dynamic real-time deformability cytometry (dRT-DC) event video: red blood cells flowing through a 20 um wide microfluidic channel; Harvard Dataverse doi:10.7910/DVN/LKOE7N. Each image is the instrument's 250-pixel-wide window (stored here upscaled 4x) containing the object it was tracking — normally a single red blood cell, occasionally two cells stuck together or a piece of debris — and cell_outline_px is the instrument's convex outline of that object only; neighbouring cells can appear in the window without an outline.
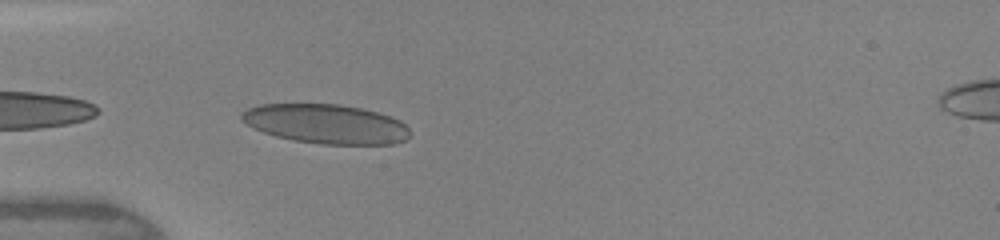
{"species": "human", "species_latin": "Homo sapiens", "temperature_condition": "warm", "stored_images_in_passage": 10, "camera_frame_rate_fps": 3000, "um_per_image_px": 0.085, "donor": {"sex": "female"}, "frame": {"image": 1, "passage_image": 1, "time_ms": 0.0, "image_size_px": [1000, 240], "cell_outline_px": [[412, 132], [404, 140], [396, 144], [320, 144], [292, 140], [276, 136], [252, 128], [240, 120], [240, 116], [248, 108], [260, 104], [340, 104], [360, 108], [376, 112], [400, 120]], "centroid_in_image_um": [27.69, 10.54], "position_along_channel_um": 57.3, "area_um2": 38.61}}
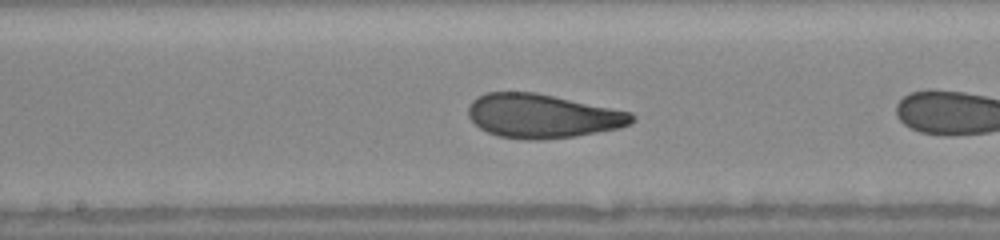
{"frame": {"image": 2, "passage_image": 9, "time_ms": 2.667, "image_size_px": [1000, 240], "cell_outline_px": [[636, 120], [632, 124], [620, 128], [576, 136], [536, 140], [528, 140], [500, 136], [488, 132], [480, 128], [468, 116], [468, 108], [472, 100], [476, 96], [488, 92], [536, 92], [632, 112], [636, 116]], "centroid_in_image_um": [46.14, 9.85], "position_along_channel_um": 202.1, "area_um2": 42.08}}